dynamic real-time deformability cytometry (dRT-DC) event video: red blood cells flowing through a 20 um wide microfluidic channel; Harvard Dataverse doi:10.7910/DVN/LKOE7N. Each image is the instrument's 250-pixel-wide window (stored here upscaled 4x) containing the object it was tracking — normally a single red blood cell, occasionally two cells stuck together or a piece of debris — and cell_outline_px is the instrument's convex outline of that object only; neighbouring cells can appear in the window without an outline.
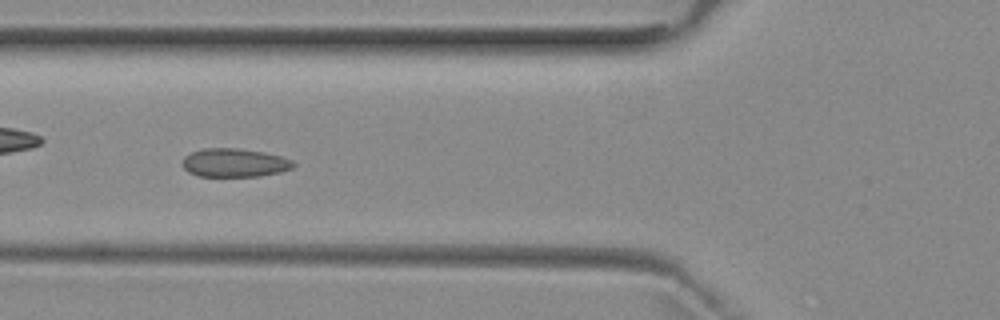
{"species": "common noctule bat (a hibernating species)", "species_latin": "Nyctalus noctula", "temperature_condition": "room temperature", "stored_images_in_passage": 7, "camera_frame_rate_fps": 3000, "um_per_image_px": 0.085, "animal": {"sex": "female", "body_mass_g": 29.2, "forearm_length_mm": 56.3}, "frame": {"image": 1, "passage_image": 5, "time_ms": 4.667, "image_size_px": [1000, 320], "cell_outline_px": [[296, 164], [292, 168], [280, 172], [260, 176], [196, 176], [188, 172], [180, 164], [184, 156], [192, 152], [204, 148], [240, 148], [264, 152], [280, 156], [292, 160]], "centroid_in_image_um": [19.9, 13.83], "position_along_channel_um": 105.9, "area_um2": 18.61}}
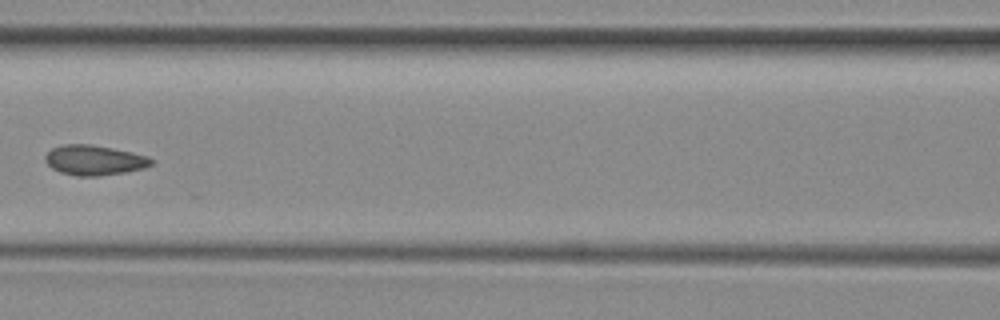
{"frame": {"image": 2, "passage_image": 6, "time_ms": 6.0, "image_size_px": [1000, 320], "cell_outline_px": [[152, 164], [144, 168], [124, 172], [96, 176], [76, 176], [60, 172], [52, 168], [44, 160], [44, 156], [52, 148], [64, 144], [88, 144], [112, 148], [132, 152], [148, 156], [152, 160]], "centroid_in_image_um": [7.99, 13.61], "position_along_channel_um": 158.6, "area_um2": 18.44}}
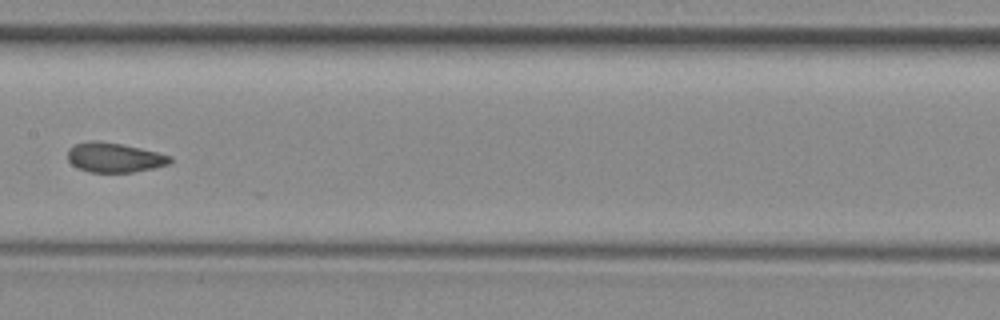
{"frame": {"image": 3, "passage_image": 7, "time_ms": 7.0, "image_size_px": [1000, 320], "cell_outline_px": [[172, 160], [168, 164], [152, 168], [132, 172], [88, 172], [76, 168], [68, 160], [68, 148], [76, 144], [92, 140], [100, 140], [140, 148], [172, 156]], "centroid_in_image_um": [9.68, 13.39], "position_along_channel_um": 197.7, "area_um2": 17.63}}